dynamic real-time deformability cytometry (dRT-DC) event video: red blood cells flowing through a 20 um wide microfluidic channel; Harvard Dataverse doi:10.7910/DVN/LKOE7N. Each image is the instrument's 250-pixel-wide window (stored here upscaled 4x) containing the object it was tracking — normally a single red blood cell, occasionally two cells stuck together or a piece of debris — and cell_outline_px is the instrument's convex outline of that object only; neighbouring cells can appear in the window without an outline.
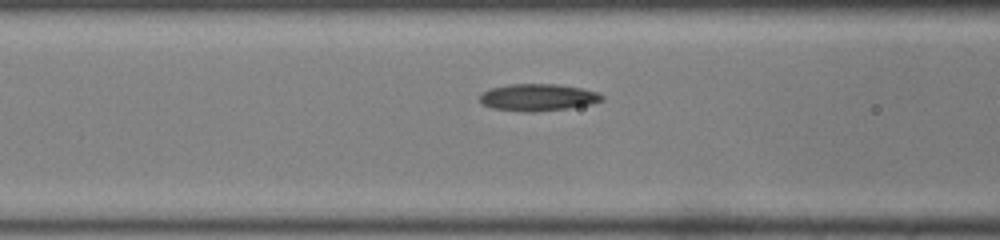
{"species": "common noctule bat (a hibernating species)", "species_latin": "Nyctalus noctula", "temperature_condition": "room temperature", "stored_images_in_passage": 9, "camera_frame_rate_fps": 3000, "um_per_image_px": 0.085, "animal": {"sex": "male", "body_mass_g": 19.0, "forearm_length_mm": 50.8}, "frame": {"image": 1, "passage_image": 7, "time_ms": 2.0, "image_size_px": [1000, 240], "cell_outline_px": [[604, 100], [588, 104], [568, 108], [532, 112], [528, 112], [492, 108], [484, 104], [480, 100], [480, 92], [488, 88], [508, 84], [560, 84], [580, 88], [596, 92], [604, 96]], "centroid_in_image_um": [45.68, 8.26], "position_along_channel_um": 120.9, "area_um2": 19.19}}